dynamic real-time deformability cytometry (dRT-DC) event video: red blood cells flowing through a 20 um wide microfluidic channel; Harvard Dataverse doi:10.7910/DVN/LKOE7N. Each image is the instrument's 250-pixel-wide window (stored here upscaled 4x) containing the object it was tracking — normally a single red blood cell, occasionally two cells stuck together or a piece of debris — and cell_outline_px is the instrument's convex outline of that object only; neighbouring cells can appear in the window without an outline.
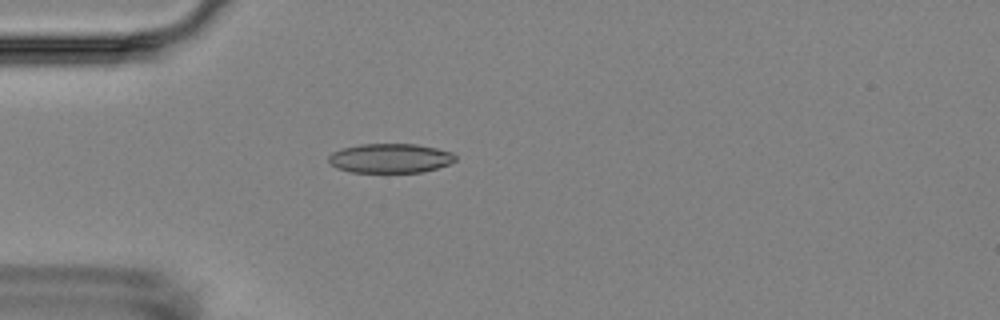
{"species": "Egyptian fruit bat (a non-hibernating species)", "species_latin": "Rousettus aegyptiacus", "temperature_condition": "room temperature", "stored_images_in_passage": 1, "camera_frame_rate_fps": 3000, "um_per_image_px": 0.085, "animal": {"sex": "female"}, "frame": {"image": 1, "passage_image": 1, "time_ms": 0.0, "image_size_px": [1000, 320], "cell_outline_px": [[456, 160], [448, 164], [424, 172], [352, 172], [336, 168], [328, 160], [328, 156], [332, 152], [340, 148], [360, 144], [416, 144], [436, 148], [452, 152], [456, 156]], "centroid_in_image_um": [33.15, 13.44], "position_along_channel_um": 51.8, "area_um2": 21.73}}